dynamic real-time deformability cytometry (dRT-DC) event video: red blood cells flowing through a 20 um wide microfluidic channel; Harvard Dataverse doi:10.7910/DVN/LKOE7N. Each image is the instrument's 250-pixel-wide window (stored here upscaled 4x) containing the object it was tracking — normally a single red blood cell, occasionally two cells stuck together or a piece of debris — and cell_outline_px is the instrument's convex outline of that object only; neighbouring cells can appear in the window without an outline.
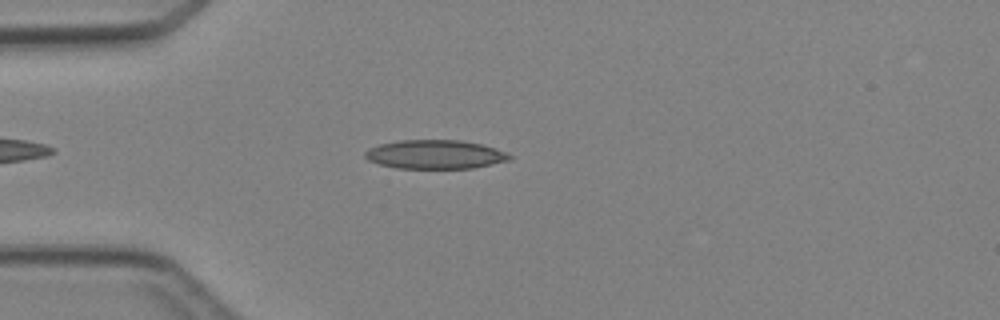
{"species": "Egyptian fruit bat (a non-hibernating species)", "species_latin": "Rousettus aegyptiacus", "temperature_condition": "cold", "stored_images_in_passage": 4, "camera_frame_rate_fps": 3000, "um_per_image_px": 0.085, "animal": {"sex": "female"}, "frame": {"image": 1, "passage_image": 3, "time_ms": 3.333, "image_size_px": [1000, 320], "cell_outline_px": [[512, 160], [472, 168], [396, 168], [380, 164], [368, 160], [364, 156], [364, 152], [368, 148], [380, 144], [400, 140], [460, 140], [480, 144], [496, 148], [508, 152], [512, 156]], "centroid_in_image_um": [37.0, 13.12], "position_along_channel_um": 48.0, "area_um2": 24.39}}